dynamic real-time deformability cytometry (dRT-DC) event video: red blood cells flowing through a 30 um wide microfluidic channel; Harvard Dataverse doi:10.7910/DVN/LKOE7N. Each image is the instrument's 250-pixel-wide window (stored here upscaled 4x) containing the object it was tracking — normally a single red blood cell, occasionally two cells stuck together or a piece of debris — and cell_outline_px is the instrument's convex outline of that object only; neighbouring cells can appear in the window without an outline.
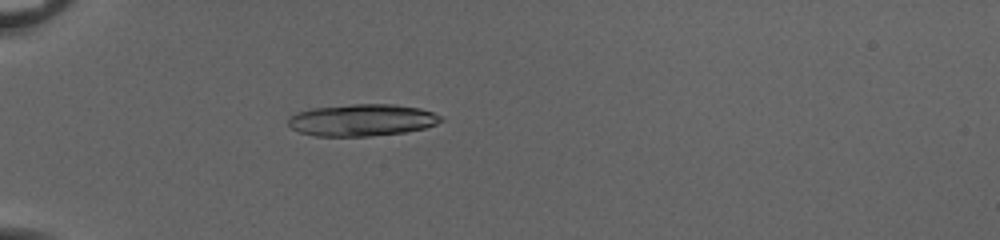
{"species": "common noctule bat (a hibernating species)", "species_latin": "Nyctalus noctula", "temperature_condition": "cold", "stored_images_in_passage": 54, "camera_frame_rate_fps": 3000, "um_per_image_px": 0.085, "animal": {"sex": "female", "body_mass_g": 20.0, "forearm_length_mm": 54.0}, "frame": {"image": 1, "passage_image": 19, "time_ms": 6.0, "image_size_px": [1000, 240], "cell_outline_px": [[444, 120], [436, 124], [424, 128], [404, 132], [368, 136], [316, 136], [300, 132], [292, 128], [288, 124], [288, 116], [296, 112], [312, 108], [352, 104], [396, 104], [420, 108], [432, 112], [440, 116]], "centroid_in_image_um": [30.75, 10.2], "position_along_channel_um": 54.2, "area_um2": 28.44}}
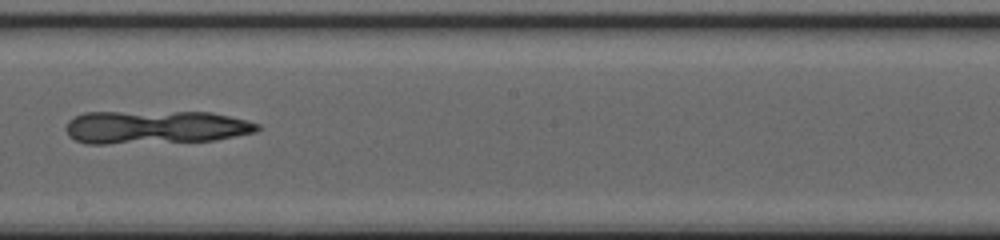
{"frame": {"image": 2, "passage_image": 34, "time_ms": 11.0, "image_size_px": [1000, 240], "cell_outline_px": [[260, 128], [256, 132], [216, 140], [108, 144], [88, 144], [76, 140], [68, 136], [64, 128], [68, 120], [84, 112], [212, 112], [248, 120], [260, 124]], "centroid_in_image_um": [13.2, 10.81], "position_along_channel_um": 235.0, "area_um2": 37.45}}
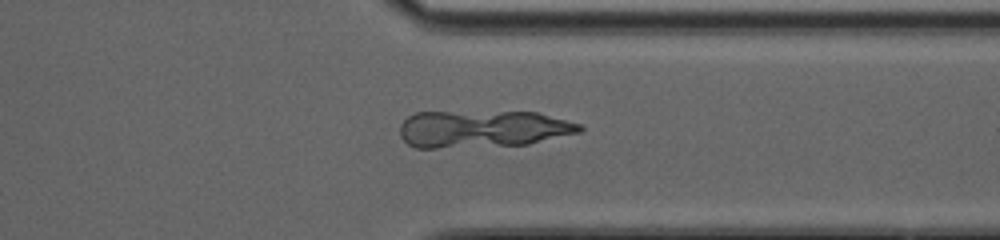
{"frame": {"image": 3, "passage_image": 44, "time_ms": 14.333, "image_size_px": [1000, 240], "cell_outline_px": [[584, 128], [580, 132], [528, 144], [436, 148], [416, 148], [408, 144], [400, 136], [400, 124], [408, 116], [416, 112], [536, 112], [584, 124]], "centroid_in_image_um": [41.03, 10.95], "position_along_channel_um": 370.4, "area_um2": 39.02}}